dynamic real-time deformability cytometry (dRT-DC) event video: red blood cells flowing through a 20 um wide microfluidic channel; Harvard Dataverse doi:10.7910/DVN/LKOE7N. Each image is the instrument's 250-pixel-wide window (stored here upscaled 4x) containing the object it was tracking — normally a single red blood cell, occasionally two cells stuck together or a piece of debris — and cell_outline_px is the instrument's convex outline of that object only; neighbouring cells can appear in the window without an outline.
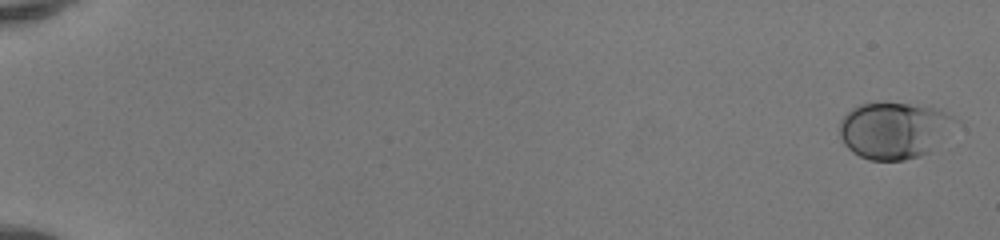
{"species": "human", "species_latin": "Homo sapiens", "temperature_condition": "room temperature", "stored_images_in_passage": 52, "camera_frame_rate_fps": 3000, "um_per_image_px": 0.085, "donor": {"sex": "female"}, "frame": {"image": 1, "passage_image": 2, "time_ms": 0.333, "image_size_px": [1000, 240], "cell_outline_px": [[956, 120], [932, 152], [920, 156], [904, 160], [868, 160], [852, 152], [844, 144], [840, 136], [840, 120], [852, 108], [860, 104], [908, 104], [940, 108], [952, 116]], "centroid_in_image_um": [75.98, 11.09], "position_along_channel_um": 9.0, "area_um2": 37.74}}
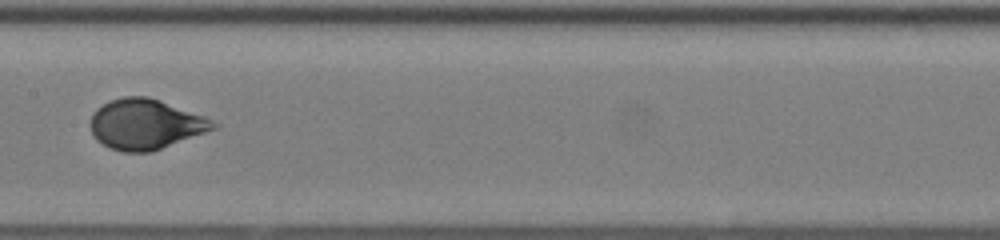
{"frame": {"image": 2, "passage_image": 30, "time_ms": 9.667, "image_size_px": [1000, 240], "cell_outline_px": [[220, 124], [216, 128], [152, 152], [120, 152], [108, 148], [96, 140], [88, 124], [92, 112], [96, 108], [112, 100], [124, 96], [148, 96], [160, 100], [204, 116]], "centroid_in_image_um": [12.32, 10.57], "position_along_channel_um": 195.1, "area_um2": 36.18}}
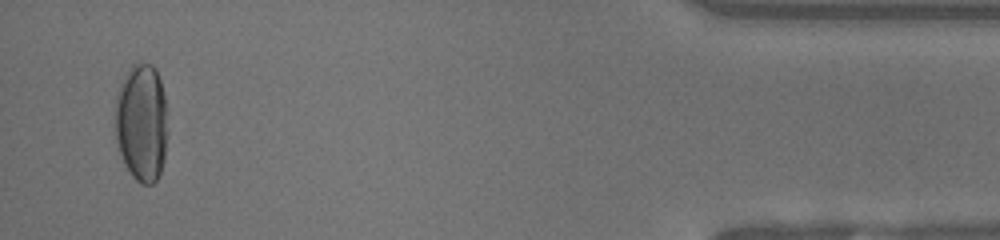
{"frame": {"image": 3, "passage_image": 51, "time_ms": 16.667, "image_size_px": [1000, 240], "cell_outline_px": [[168, 132], [164, 160], [160, 172], [156, 180], [152, 184], [140, 184], [132, 176], [124, 164], [116, 140], [116, 92], [128, 68], [132, 64], [152, 64], [156, 68], [164, 92], [168, 112]], "centroid_in_image_um": [12.07, 10.41], "position_along_channel_um": 423.1, "area_um2": 36.76}, "authors_computed_cell_mechanics": {"area_um2": 34.9979, "velocity_mm_per_s": 4.1348, "shape_relaxation_time_tau1_ms": 4.3113, "shape_relaxation_time_tau2_ms": null, "deformation_change_tau1": 0.1851, "deformation_change_tau2": null}}